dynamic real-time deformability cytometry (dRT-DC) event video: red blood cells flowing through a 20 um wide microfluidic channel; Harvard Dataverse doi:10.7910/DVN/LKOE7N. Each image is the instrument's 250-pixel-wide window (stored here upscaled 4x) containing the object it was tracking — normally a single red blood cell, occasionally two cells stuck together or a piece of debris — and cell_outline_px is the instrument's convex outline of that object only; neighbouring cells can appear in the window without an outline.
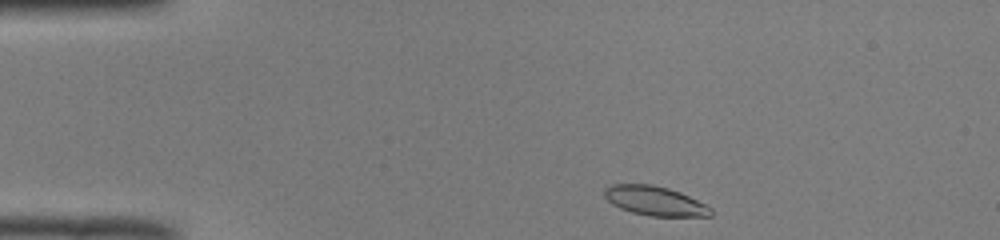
{"species": "common noctule bat (a hibernating species)", "species_latin": "Nyctalus noctula", "temperature_condition": "room temperature", "stored_images_in_passage": 43, "camera_frame_rate_fps": 3000, "um_per_image_px": 0.085, "animal": {"sex": "male", "body_mass_g": 19.0, "forearm_length_mm": 50.8}, "frame": {"image": 1, "passage_image": 1, "time_ms": 0.0, "image_size_px": [1000, 240], "cell_outline_px": [[712, 216], [648, 216], [632, 212], [620, 208], [612, 204], [604, 196], [604, 188], [612, 184], [652, 184], [668, 188], [680, 192], [712, 208]], "centroid_in_image_um": [55.64, 17.07], "position_along_channel_um": 29.4, "area_um2": 18.15}}
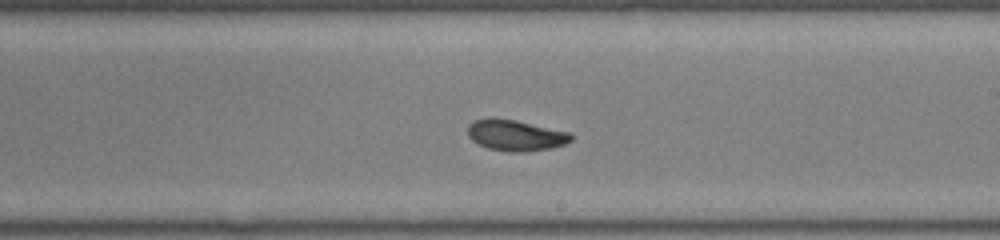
{"frame": {"image": 2, "passage_image": 22, "time_ms": 7.0, "image_size_px": [1000, 240], "cell_outline_px": [[572, 140], [564, 144], [552, 148], [524, 152], [512, 152], [488, 148], [472, 140], [468, 136], [468, 124], [476, 120], [512, 120], [568, 132], [572, 136]], "centroid_in_image_um": [43.84, 11.54], "position_along_channel_um": 245.2, "area_um2": 17.92}}
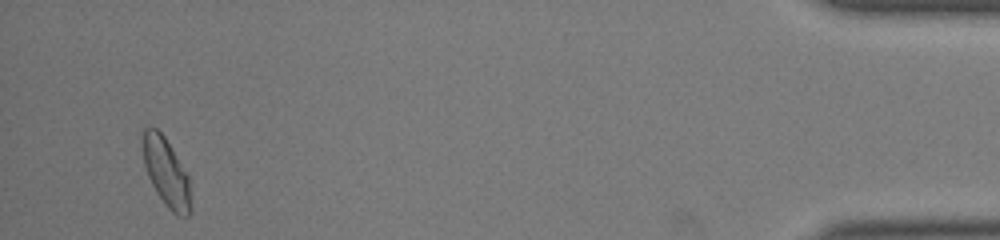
{"frame": {"image": 3, "passage_image": 41, "time_ms": 13.333, "image_size_px": [1000, 240], "cell_outline_px": [[192, 208], [188, 216], [180, 216], [172, 212], [168, 208], [156, 192], [148, 176], [144, 164], [144, 128], [156, 128], [164, 136], [188, 176], [192, 204]], "centroid_in_image_um": [14.16, 14.72], "position_along_channel_um": 421.0, "area_um2": 18.67}, "authors_computed_cell_mechanics": {"area_um2": 18.6694, "velocity_mm_per_s": 3.9624, "shape_relaxation_time_tau1_ms": 9.5579, "shape_relaxation_time_tau2_ms": 2.2628, "deformation_change_tau1": 0.1908, "deformation_change_tau2": 0.0672}}